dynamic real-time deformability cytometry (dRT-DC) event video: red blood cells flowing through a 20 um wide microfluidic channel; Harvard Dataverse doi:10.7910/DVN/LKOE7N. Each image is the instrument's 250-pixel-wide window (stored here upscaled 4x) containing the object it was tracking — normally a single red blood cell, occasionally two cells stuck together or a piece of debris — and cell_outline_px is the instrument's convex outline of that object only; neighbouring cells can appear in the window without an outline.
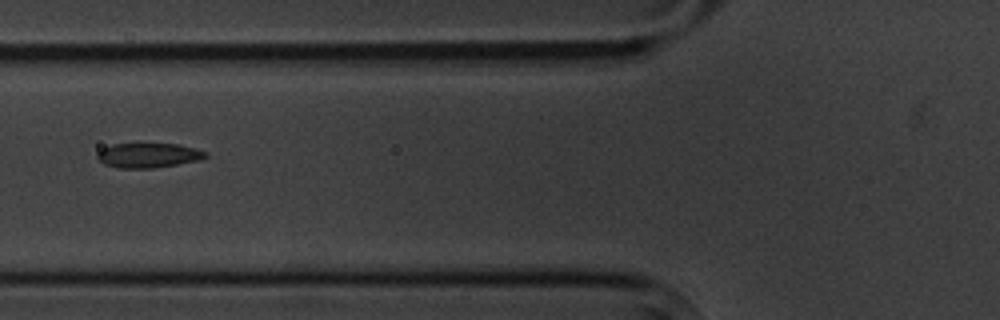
{"species": "common noctule bat (a hibernating species)", "species_latin": "Nyctalus noctula", "temperature_condition": "cold", "stored_images_in_passage": 6, "camera_frame_rate_fps": 3000, "um_per_image_px": 0.085, "animal": {"sex": "male", "body_mass_g": 20.1, "forearm_length_mm": 53.5}, "frame": {"image": 1, "passage_image": 4, "time_ms": 3.667, "image_size_px": [1000, 320], "cell_outline_px": [[208, 156], [196, 160], [176, 164], [152, 168], [120, 168], [104, 164], [96, 156], [104, 148], [112, 144], [180, 144], [196, 148], [208, 152]], "centroid_in_image_um": [12.64, 13.2], "position_along_channel_um": 113.2, "area_um2": 15.32}}
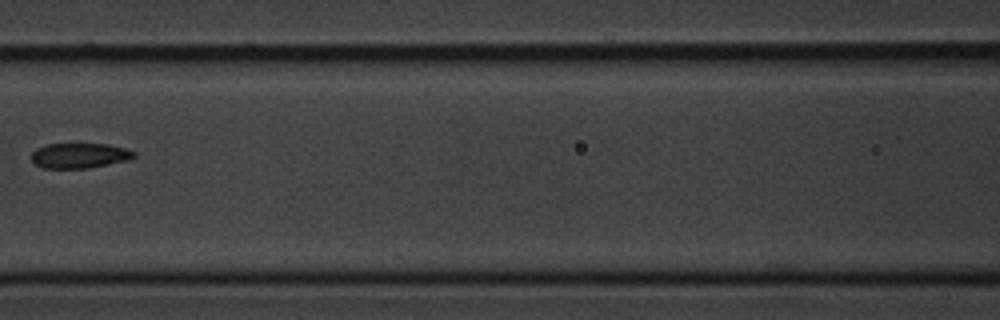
{"frame": {"image": 2, "passage_image": 5, "time_ms": 5.0, "image_size_px": [1000, 320], "cell_outline_px": [[136, 156], [128, 160], [88, 168], [44, 168], [36, 164], [32, 160], [32, 152], [36, 148], [44, 144], [72, 140], [76, 140], [108, 144], [124, 148], [136, 152]], "centroid_in_image_um": [6.73, 13.15], "position_along_channel_um": 159.9, "area_um2": 15.95}}
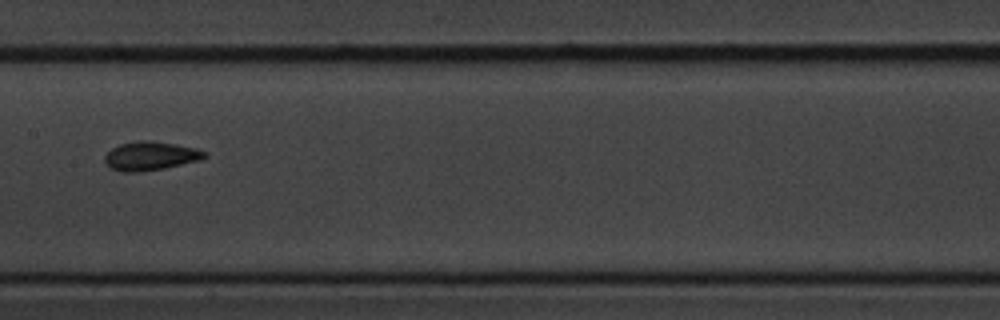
{"frame": {"image": 3, "passage_image": 6, "time_ms": 6.0, "image_size_px": [1000, 320], "cell_outline_px": [[208, 156], [200, 160], [164, 168], [136, 172], [120, 172], [108, 168], [104, 160], [104, 156], [112, 148], [120, 144], [136, 140], [148, 140], [176, 144], [196, 148], [208, 152]], "centroid_in_image_um": [12.78, 13.25], "position_along_channel_um": 194.6, "area_um2": 16.94}}